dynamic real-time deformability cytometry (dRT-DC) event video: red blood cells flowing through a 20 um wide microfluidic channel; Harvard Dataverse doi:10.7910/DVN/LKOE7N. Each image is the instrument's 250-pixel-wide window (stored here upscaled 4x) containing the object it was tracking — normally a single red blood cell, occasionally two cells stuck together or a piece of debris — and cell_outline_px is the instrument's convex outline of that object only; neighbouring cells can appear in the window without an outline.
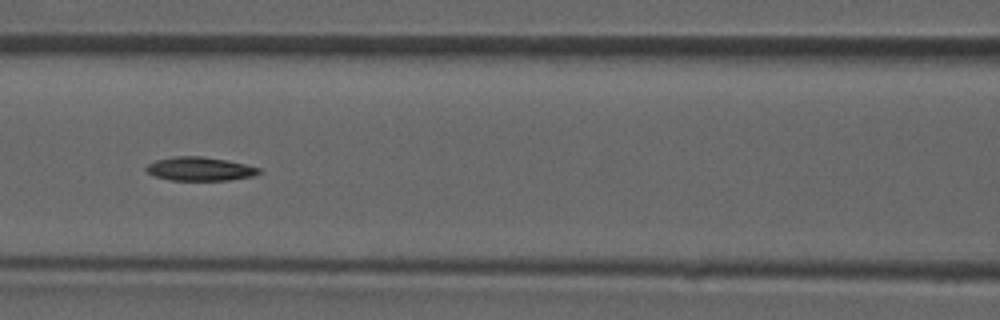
{"species": "common noctule bat (a hibernating species)", "species_latin": "Nyctalus noctula", "temperature_condition": "room temperature", "stored_images_in_passage": 46, "camera_frame_rate_fps": 3000, "um_per_image_px": 0.085, "animal": {"sex": "male", "forearm_length_mm": 52.5}, "frame": {"image": 1, "passage_image": 20, "time_ms": 6.333, "image_size_px": [1000, 320], "cell_outline_px": [[260, 172], [252, 176], [228, 180], [172, 180], [156, 176], [148, 172], [144, 168], [148, 164], [156, 160], [176, 156], [204, 156], [228, 160], [260, 168]], "centroid_in_image_um": [16.98, 14.34], "position_along_channel_um": 149.6, "area_um2": 15.43}}